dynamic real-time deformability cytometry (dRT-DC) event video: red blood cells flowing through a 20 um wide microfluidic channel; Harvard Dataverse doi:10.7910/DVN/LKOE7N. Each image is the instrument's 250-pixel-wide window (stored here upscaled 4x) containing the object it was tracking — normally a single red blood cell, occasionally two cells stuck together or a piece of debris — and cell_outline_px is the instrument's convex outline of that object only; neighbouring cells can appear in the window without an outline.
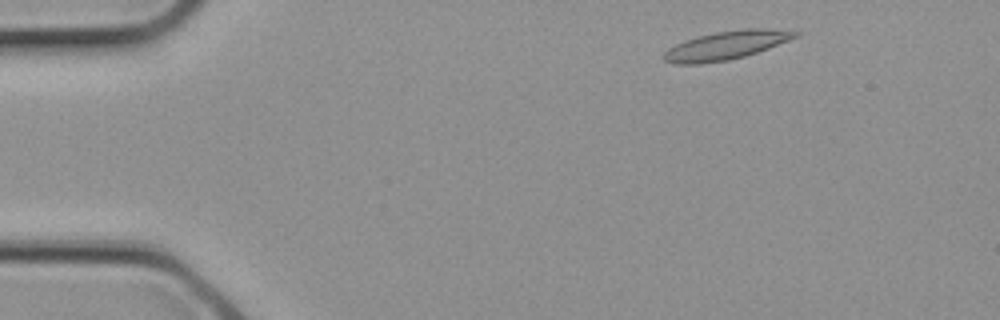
{"species": "common noctule bat (a hibernating species)", "species_latin": "Nyctalus noctula", "temperature_condition": "cold", "stored_images_in_passage": 2, "camera_frame_rate_fps": 3000, "um_per_image_px": 0.085, "animal": {"sex": "female", "body_mass_g": 21.9}, "frame": {"image": 1, "passage_image": 1, "time_ms": 0.0, "image_size_px": [1000, 320], "cell_outline_px": [[804, 32], [800, 36], [768, 48], [744, 56], [728, 60], [700, 64], [672, 64], [664, 60], [664, 52], [668, 48], [684, 40], [716, 32], [744, 28], [764, 28]], "centroid_in_image_um": [61.74, 3.85], "position_along_channel_um": 23.3, "area_um2": 21.85}}